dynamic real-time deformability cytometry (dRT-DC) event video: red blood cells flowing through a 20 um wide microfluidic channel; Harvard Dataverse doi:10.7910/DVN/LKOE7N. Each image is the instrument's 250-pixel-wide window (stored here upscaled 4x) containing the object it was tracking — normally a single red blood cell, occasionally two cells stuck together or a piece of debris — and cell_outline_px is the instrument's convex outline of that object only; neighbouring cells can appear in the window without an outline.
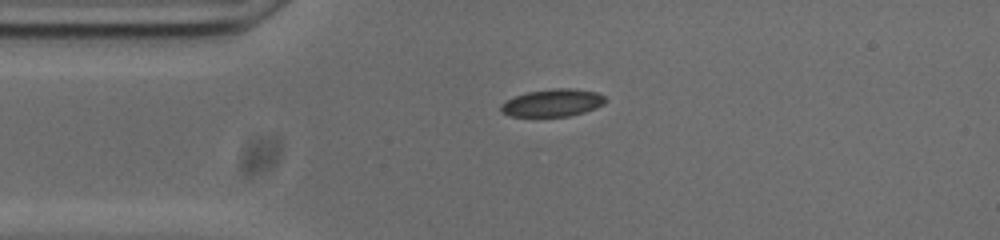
{"species": "common noctule bat (a hibernating species)", "species_latin": "Nyctalus noctula", "temperature_condition": "cold", "stored_images_in_passage": 43, "camera_frame_rate_fps": 3000, "um_per_image_px": 0.085, "animal": {"sex": "male", "body_mass_g": 20.0, "forearm_length_mm": 53.3}, "frame": {"image": 1, "passage_image": 1, "time_ms": 0.0, "image_size_px": [1000, 240], "cell_outline_px": [[608, 100], [604, 104], [596, 108], [584, 112], [568, 116], [508, 116], [500, 112], [500, 104], [504, 100], [528, 92], [552, 88], [572, 88], [596, 92], [604, 96]], "centroid_in_image_um": [46.95, 8.74], "position_along_channel_um": 38.0, "area_um2": 16.88}}
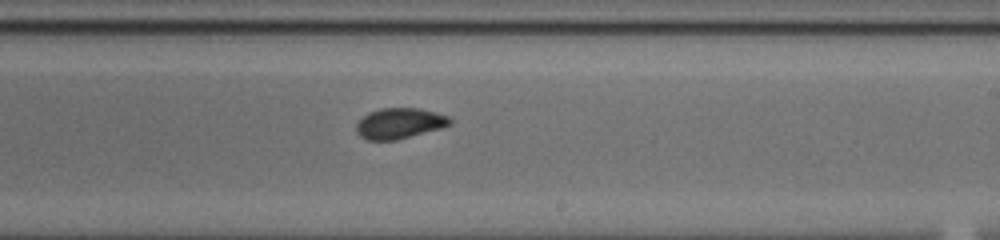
{"frame": {"image": 2, "passage_image": 20, "time_ms": 6.333, "image_size_px": [1000, 240], "cell_outline_px": [[452, 124], [440, 128], [396, 140], [368, 140], [360, 136], [356, 132], [356, 124], [368, 112], [380, 108], [420, 108], [436, 112], [448, 116], [452, 120]], "centroid_in_image_um": [33.95, 10.47], "position_along_channel_um": 255.0, "area_um2": 16.7}}
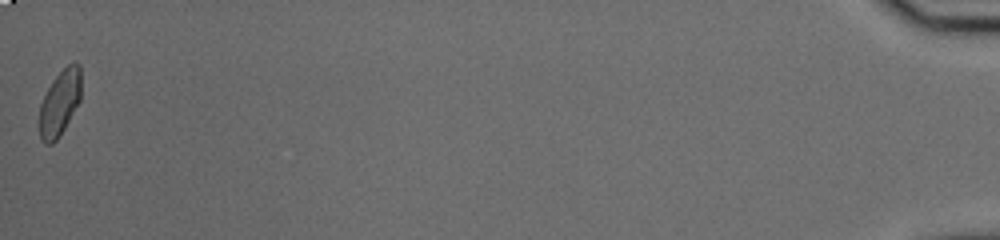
{"frame": {"image": 3, "passage_image": 43, "time_ms": 14.0, "image_size_px": [1000, 240], "cell_outline_px": [[80, 100], [64, 128], [56, 140], [52, 144], [44, 144], [40, 140], [40, 104], [52, 80], [68, 64], [76, 60], [80, 64]], "centroid_in_image_um": [5.08, 8.73], "position_along_channel_um": 430.1, "area_um2": 15.78}, "authors_computed_cell_mechanics": {"area_um2": 16.5308, "velocity_mm_per_s": 3.7314, "shape_relaxation_time_tau1_ms": null, "shape_relaxation_time_tau2_ms": 1.5007, "deformation_change_tau1": null, "deformation_change_tau2": 0.0553}}